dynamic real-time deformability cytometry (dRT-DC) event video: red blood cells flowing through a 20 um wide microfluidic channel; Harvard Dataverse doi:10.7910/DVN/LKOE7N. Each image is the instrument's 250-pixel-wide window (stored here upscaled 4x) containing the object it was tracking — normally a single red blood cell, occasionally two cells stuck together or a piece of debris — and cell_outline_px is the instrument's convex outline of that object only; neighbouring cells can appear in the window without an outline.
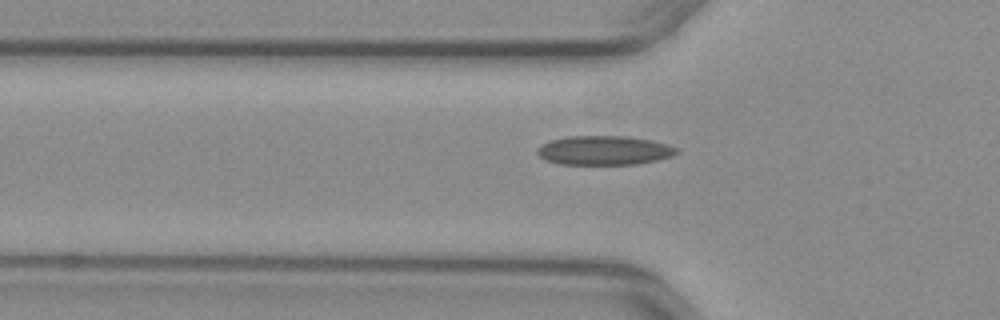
{"species": "common noctule bat (a hibernating species)", "species_latin": "Nyctalus noctula", "temperature_condition": "warm", "stored_images_in_passage": 28, "camera_frame_rate_fps": 3000, "um_per_image_px": 0.085, "animal": {"sex": "female", "body_mass_g": 29.2, "forearm_length_mm": 56.3}, "frame": {"image": 1, "passage_image": 9, "time_ms": 2.667, "image_size_px": [1000, 320], "cell_outline_px": [[680, 152], [672, 156], [656, 160], [636, 164], [560, 164], [544, 160], [536, 152], [536, 148], [552, 140], [568, 136], [628, 136], [652, 140], [668, 144], [680, 148]], "centroid_in_image_um": [51.39, 12.78], "position_along_channel_um": 74.4, "area_um2": 23.81}}
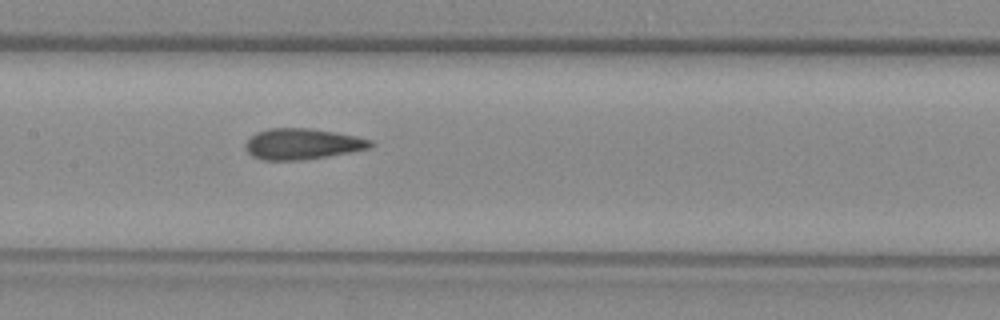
{"frame": {"image": 2, "passage_image": 17, "time_ms": 5.333, "image_size_px": [1000, 320], "cell_outline_px": [[376, 144], [372, 148], [328, 156], [300, 160], [264, 160], [252, 156], [244, 148], [248, 140], [256, 132], [268, 128], [312, 128], [356, 136], [372, 140]], "centroid_in_image_um": [25.73, 12.23], "position_along_channel_um": 181.7, "area_um2": 22.6}}
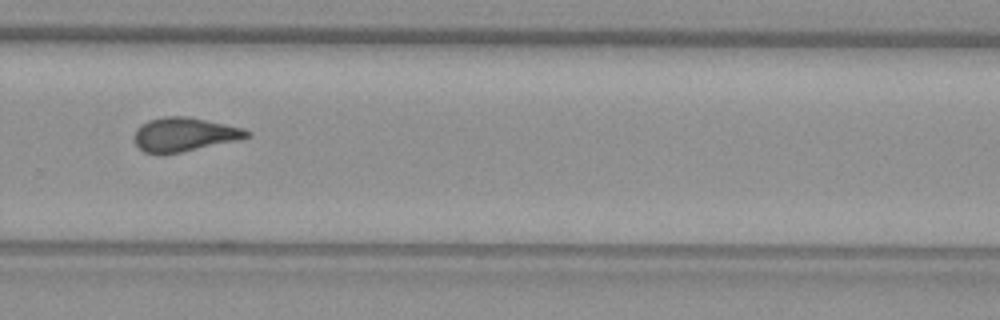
{"frame": {"image": 3, "passage_image": 27, "time_ms": 8.667, "image_size_px": [1000, 320], "cell_outline_px": [[252, 136], [236, 140], [180, 152], [160, 156], [144, 152], [136, 144], [132, 136], [136, 128], [140, 124], [148, 120], [164, 116], [188, 116], [244, 128], [252, 132]], "centroid_in_image_um": [15.61, 11.43], "position_along_channel_um": 314.2, "area_um2": 22.54}}